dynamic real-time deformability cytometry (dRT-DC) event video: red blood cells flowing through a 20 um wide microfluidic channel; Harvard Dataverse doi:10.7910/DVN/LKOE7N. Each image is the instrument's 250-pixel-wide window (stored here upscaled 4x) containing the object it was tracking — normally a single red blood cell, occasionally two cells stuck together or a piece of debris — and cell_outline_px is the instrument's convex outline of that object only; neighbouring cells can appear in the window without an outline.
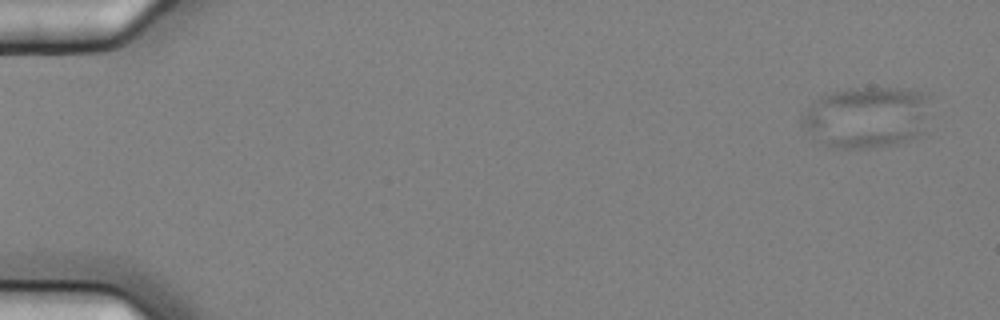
{"species": "common noctule bat (a hibernating species)", "species_latin": "Nyctalus noctula", "temperature_condition": "cold", "stored_images_in_passage": 5, "segment_of_instrument_passage": [1, 2], "camera_frame_rate_fps": 3000, "um_per_image_px": 0.085, "animal": {"sex": "female", "body_mass_g": 25.1}, "frame": {"image": 1, "passage_image": 1, "time_ms": 0.0, "image_size_px": [1000, 320], "cell_outline_px": [[928, 132], [920, 136], [896, 144], [868, 148], [832, 148], [824, 144], [800, 124], [800, 120], [808, 104], [812, 100], [820, 96], [832, 92], [848, 88], [908, 88], [924, 92], [928, 96]], "centroid_in_image_um": [73.72, 9.95], "position_along_channel_um": 11.3, "area_um2": 46.82}}